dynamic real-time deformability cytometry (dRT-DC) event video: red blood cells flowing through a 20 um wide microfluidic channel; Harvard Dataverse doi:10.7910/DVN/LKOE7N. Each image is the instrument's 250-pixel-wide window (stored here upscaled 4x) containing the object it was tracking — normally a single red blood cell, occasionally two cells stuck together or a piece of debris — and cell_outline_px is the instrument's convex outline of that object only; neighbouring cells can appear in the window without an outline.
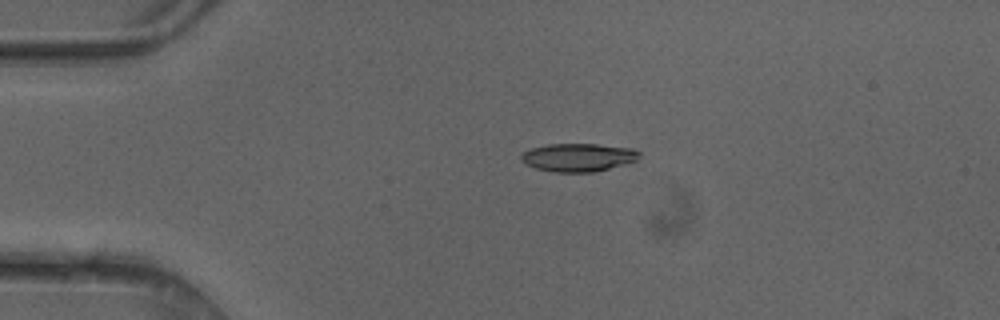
{"species": "common noctule bat (a hibernating species)", "species_latin": "Nyctalus noctula", "temperature_condition": "cold", "stored_images_in_passage": 3, "camera_frame_rate_fps": 3000, "um_per_image_px": 0.085, "animal": {"sex": "female"}, "frame": {"image": 1, "passage_image": 2, "time_ms": 0.333, "image_size_px": [1000, 320], "cell_outline_px": [[640, 156], [636, 160], [624, 164], [592, 172], [556, 172], [536, 168], [520, 160], [520, 156], [524, 152], [532, 148], [548, 144], [596, 144], [632, 148], [640, 152]], "centroid_in_image_um": [49.15, 13.37], "position_along_channel_um": 35.8, "area_um2": 19.13}}